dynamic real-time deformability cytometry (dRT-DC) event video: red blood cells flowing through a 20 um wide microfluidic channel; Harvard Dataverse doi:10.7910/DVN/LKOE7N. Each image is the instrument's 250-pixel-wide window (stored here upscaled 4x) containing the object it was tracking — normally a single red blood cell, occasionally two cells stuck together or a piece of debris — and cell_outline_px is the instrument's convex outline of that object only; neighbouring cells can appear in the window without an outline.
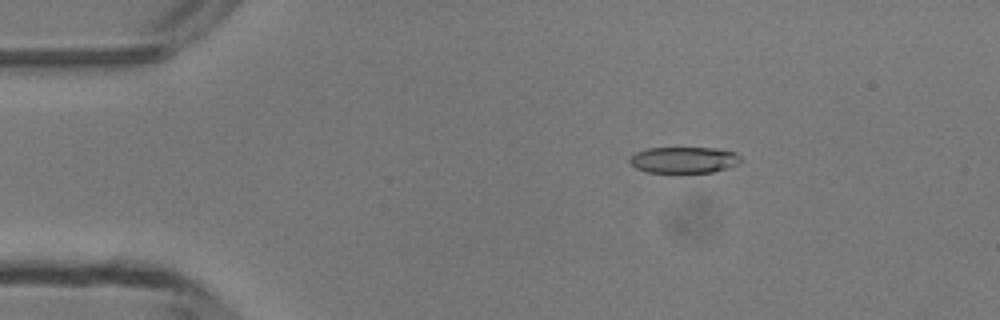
{"species": "common noctule bat (a hibernating species)", "species_latin": "Nyctalus noctula", "temperature_condition": "room temperature", "stored_images_in_passage": 5, "camera_frame_rate_fps": 3000, "um_per_image_px": 0.085, "animal": {"sex": "male", "body_mass_g": 13.3}, "frame": {"image": 1, "passage_image": 2, "time_ms": 1.333, "image_size_px": [1000, 320], "cell_outline_px": [[740, 160], [736, 164], [728, 168], [712, 172], [644, 172], [636, 168], [628, 160], [636, 152], [648, 148], [712, 148], [732, 152], [740, 156]], "centroid_in_image_um": [58.09, 13.6], "position_along_channel_um": 26.9, "area_um2": 16.7}}
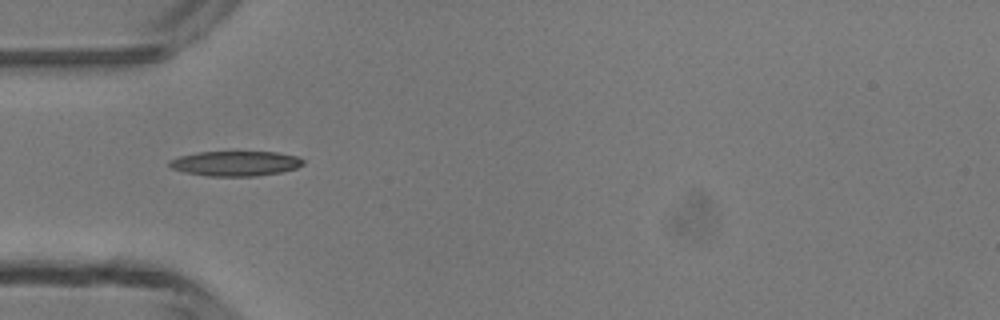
{"frame": {"image": 2, "passage_image": 4, "time_ms": 3.667, "image_size_px": [1000, 320], "cell_outline_px": [[304, 164], [296, 168], [280, 172], [256, 176], [208, 176], [184, 172], [172, 168], [168, 164], [168, 160], [180, 156], [200, 152], [276, 152], [296, 156], [304, 160]], "centroid_in_image_um": [20.01, 13.89], "position_along_channel_um": 65.0, "area_um2": 19.36}}
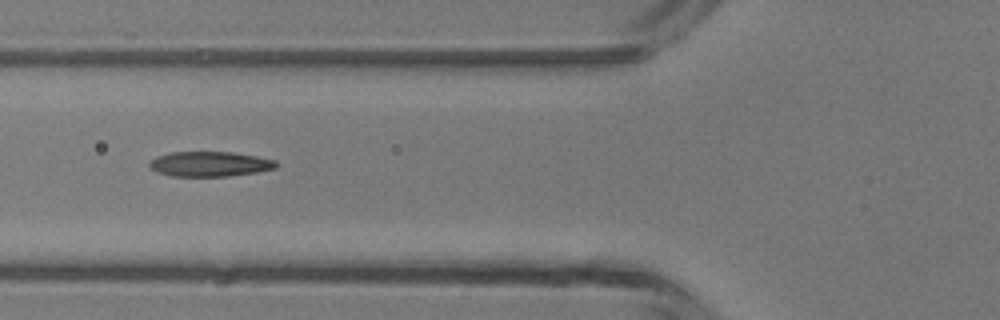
{"frame": {"image": 3, "passage_image": 5, "time_ms": 4.667, "image_size_px": [1000, 320], "cell_outline_px": [[276, 168], [256, 172], [228, 176], [172, 176], [156, 172], [148, 168], [148, 164], [156, 156], [172, 152], [232, 152], [256, 156], [276, 160]], "centroid_in_image_um": [17.79, 13.94], "position_along_channel_um": 108.0, "area_um2": 18.44}}